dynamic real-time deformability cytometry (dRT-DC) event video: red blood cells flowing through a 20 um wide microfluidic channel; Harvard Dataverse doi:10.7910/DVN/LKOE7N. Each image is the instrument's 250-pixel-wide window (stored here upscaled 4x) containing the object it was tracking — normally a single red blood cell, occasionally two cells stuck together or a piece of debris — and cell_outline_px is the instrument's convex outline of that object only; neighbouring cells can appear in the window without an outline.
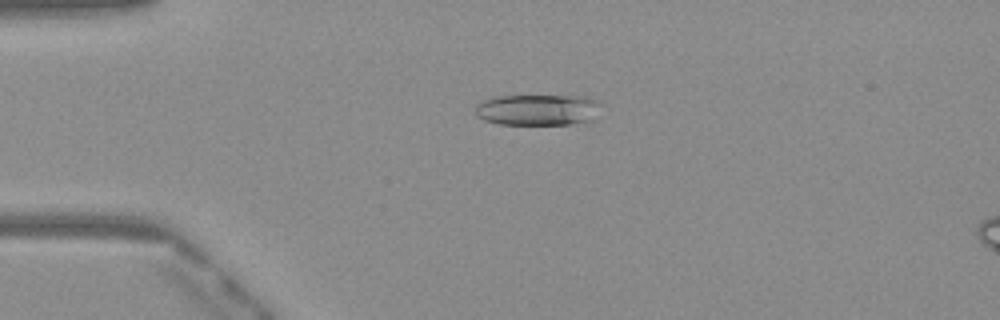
{"species": "Egyptian fruit bat (a non-hibernating species)", "species_latin": "Rousettus aegyptiacus", "temperature_condition": "warm", "stored_images_in_passage": 44, "camera_frame_rate_fps": 3000, "um_per_image_px": 0.085, "frame": {"image": 1, "passage_image": 6, "time_ms": 1.667, "image_size_px": [1000, 320], "cell_outline_px": [[604, 104], [592, 120], [568, 124], [500, 124], [484, 120], [476, 116], [476, 104], [484, 100], [496, 96], [588, 96]], "centroid_in_image_um": [45.75, 9.32], "position_along_channel_um": 39.3, "area_um2": 22.95}}
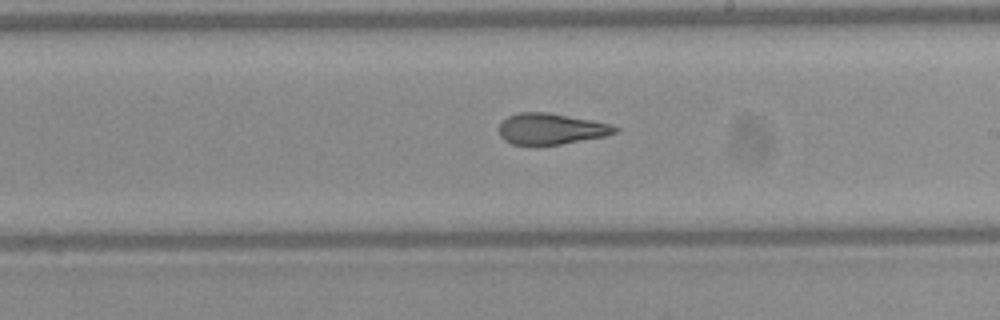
{"frame": {"image": 2, "passage_image": 23, "time_ms": 7.333, "image_size_px": [1000, 320], "cell_outline_px": [[620, 132], [604, 136], [560, 144], [512, 144], [504, 140], [500, 136], [500, 124], [508, 116], [520, 112], [548, 112], [592, 120], [608, 124], [620, 128]], "centroid_in_image_um": [46.85, 10.94], "position_along_channel_um": 242.1, "area_um2": 20.75}}
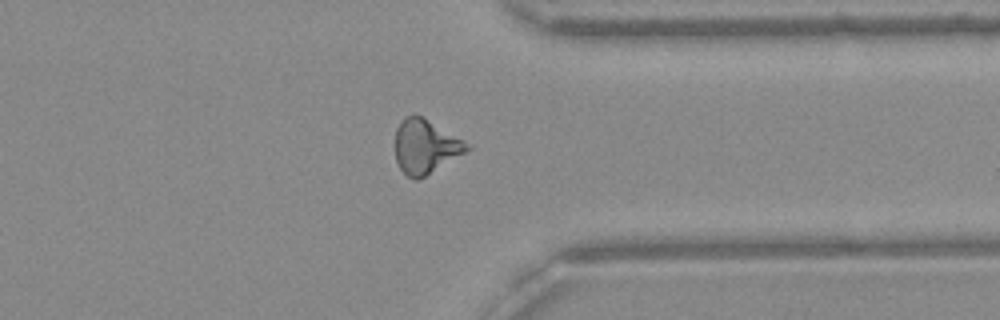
{"frame": {"image": 3, "passage_image": 33, "time_ms": 10.667, "image_size_px": [1000, 320], "cell_outline_px": [[472, 148], [424, 176], [416, 180], [408, 176], [400, 168], [396, 160], [396, 128], [404, 116], [420, 116], [472, 144]], "centroid_in_image_um": [36.17, 12.45], "position_along_channel_um": 375.2, "area_um2": 22.14}, "authors_computed_cell_mechanics": {"area_um2": 21.9062, "velocity_mm_per_s": 4.1075, "shape_relaxation_time_tau1_ms": null, "shape_relaxation_time_tau2_ms": 2.0831, "deformation_change_tau1": null, "deformation_change_tau2": 0.113}}